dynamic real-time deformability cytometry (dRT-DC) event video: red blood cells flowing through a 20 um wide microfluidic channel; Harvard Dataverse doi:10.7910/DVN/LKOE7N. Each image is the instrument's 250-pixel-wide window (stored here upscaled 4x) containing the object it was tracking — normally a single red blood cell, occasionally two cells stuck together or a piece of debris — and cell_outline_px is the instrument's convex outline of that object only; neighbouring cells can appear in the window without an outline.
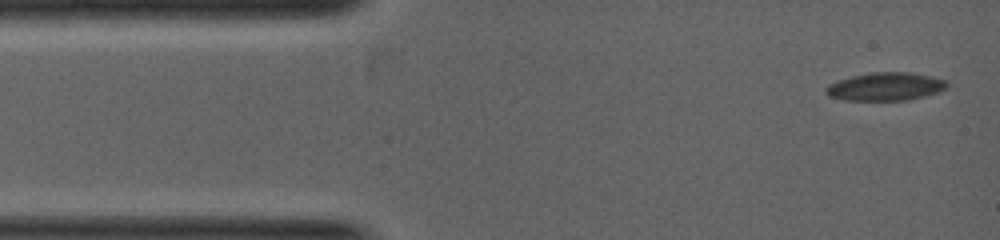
{"species": "common noctule bat (a hibernating species)", "species_latin": "Nyctalus noctula", "temperature_condition": "warm", "stored_images_in_passage": 3, "camera_frame_rate_fps": 5000, "um_per_image_px": 0.085, "animal": {"sex": "female", "body_mass_g": 19.0, "forearm_length_mm": 53.3}, "frame": {"image": 1, "passage_image": 1, "time_ms": 0.0, "image_size_px": [1000, 240], "cell_outline_px": [[948, 84], [940, 92], [908, 100], [844, 100], [828, 96], [824, 92], [824, 88], [828, 84], [852, 76], [872, 72], [912, 72], [932, 76], [944, 80]], "centroid_in_image_um": [75.24, 7.36], "position_along_channel_um": 9.8, "area_um2": 19.88}}
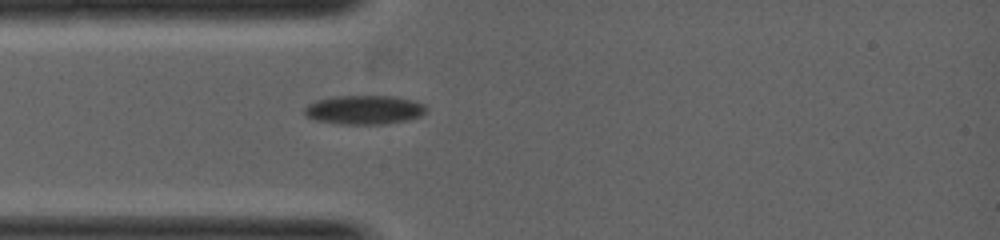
{"frame": {"image": 2, "passage_image": 3, "time_ms": 1.6, "image_size_px": [1000, 240], "cell_outline_px": [[428, 108], [420, 116], [408, 120], [384, 124], [348, 124], [316, 120], [304, 116], [304, 108], [308, 104], [316, 100], [332, 96], [396, 96], [412, 100], [424, 104]], "centroid_in_image_um": [30.96, 9.32], "position_along_channel_um": 54.0, "area_um2": 20.63}}